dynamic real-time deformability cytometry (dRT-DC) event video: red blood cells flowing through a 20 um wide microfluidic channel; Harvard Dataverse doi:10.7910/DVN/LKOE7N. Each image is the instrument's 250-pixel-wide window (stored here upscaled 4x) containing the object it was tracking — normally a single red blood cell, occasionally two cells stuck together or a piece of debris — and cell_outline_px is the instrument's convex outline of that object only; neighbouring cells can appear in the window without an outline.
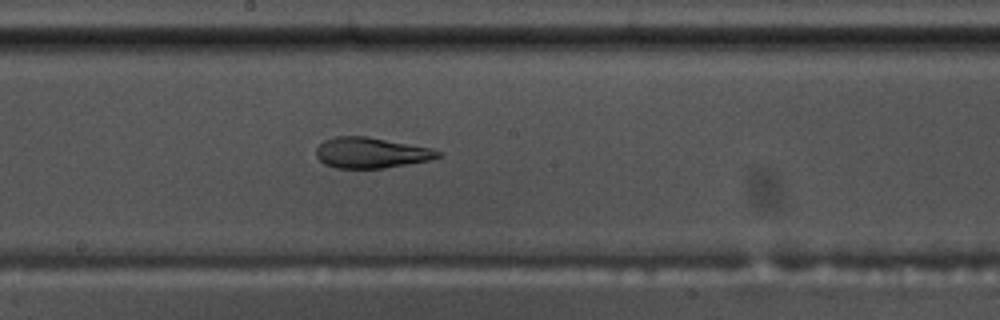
{"species": "common noctule bat (a hibernating species)", "species_latin": "Nyctalus noctula", "temperature_condition": "warm", "stored_images_in_passage": 47, "camera_frame_rate_fps": 3000, "um_per_image_px": 0.085, "animal": {"sex": "male", "body_mass_g": 17.5, "forearm_length_mm": 52.3}, "frame": {"image": 1, "passage_image": 22, "time_ms": 7.0, "image_size_px": [1000, 320], "cell_outline_px": [[440, 156], [428, 160], [384, 168], [336, 168], [324, 164], [316, 156], [316, 148], [324, 140], [336, 136], [368, 136], [432, 148], [440, 152]], "centroid_in_image_um": [31.5, 12.98], "position_along_channel_um": 216.7, "area_um2": 21.68}}
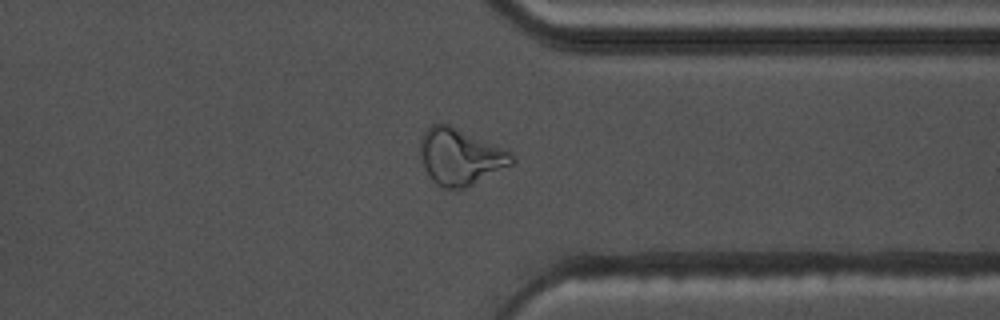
{"frame": {"image": 2, "passage_image": 35, "time_ms": 11.333, "image_size_px": [1000, 320], "cell_outline_px": [[516, 164], [464, 188], [444, 188], [436, 184], [432, 180], [424, 168], [420, 160], [420, 140], [424, 132], [432, 124], [448, 124], [504, 148], [512, 152], [516, 156]], "centroid_in_image_um": [39.15, 13.33], "position_along_channel_um": 372.2, "area_um2": 30.29}}
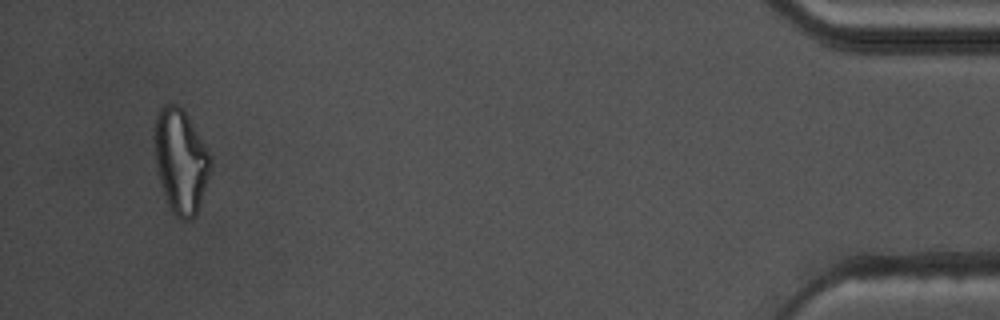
{"frame": {"image": 3, "passage_image": 45, "time_ms": 14.667, "image_size_px": [1000, 320], "cell_outline_px": [[208, 176], [196, 216], [188, 220], [184, 220], [176, 216], [172, 212], [168, 204], [160, 184], [156, 168], [156, 116], [160, 108], [164, 104], [176, 104], [184, 112], [208, 152]], "centroid_in_image_um": [15.32, 13.74], "position_along_channel_um": 419.9, "area_um2": 32.6}, "authors_computed_cell_mechanics": {"area_um2": 23.8714, "velocity_mm_per_s": 3.6374, "shape_relaxation_time_tau1_ms": 7.8748, "shape_relaxation_time_tau2_ms": 1.4659, "deformation_change_tau1": 0.2512, "deformation_change_tau2": 0.1021}}